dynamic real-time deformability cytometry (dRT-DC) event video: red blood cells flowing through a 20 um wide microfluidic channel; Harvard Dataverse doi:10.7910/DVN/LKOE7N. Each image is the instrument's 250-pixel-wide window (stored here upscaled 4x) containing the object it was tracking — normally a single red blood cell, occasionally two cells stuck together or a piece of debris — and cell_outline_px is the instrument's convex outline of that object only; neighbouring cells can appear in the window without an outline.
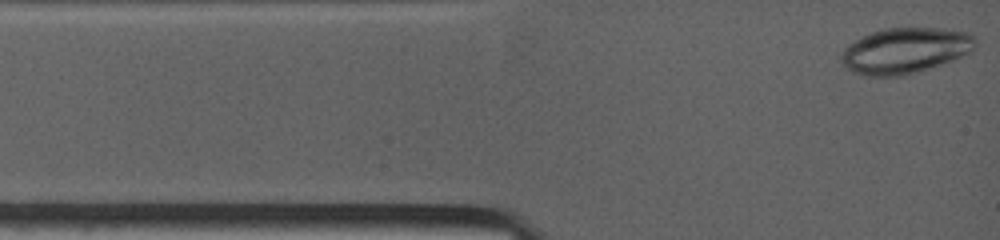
{"species": "common noctule bat (a hibernating species)", "species_latin": "Nyctalus noctula", "temperature_condition": "warm", "stored_images_in_passage": 10, "camera_frame_rate_fps": 4500, "um_per_image_px": 0.085, "animal": {"sex": "female", "body_mass_g": 19.0, "forearm_length_mm": 53.3}, "frame": {"image": 1, "passage_image": 1, "time_ms": 0.0, "image_size_px": [1000, 240], "cell_outline_px": [[976, 48], [972, 52], [952, 60], [900, 76], [872, 76], [856, 72], [840, 64], [836, 56], [848, 44], [872, 32], [888, 28], [940, 28], [964, 32], [976, 36]], "centroid_in_image_um": [76.91, 4.29], "position_along_channel_um": 8.1, "area_um2": 35.55}}
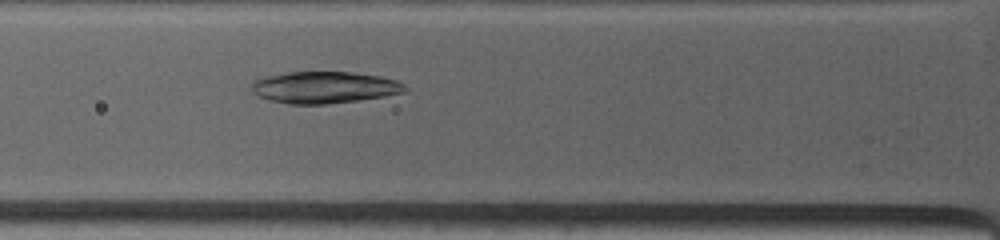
{"frame": {"image": 2, "passage_image": 7, "time_ms": 3.333, "image_size_px": [1000, 240], "cell_outline_px": [[408, 92], [384, 96], [356, 100], [324, 104], [288, 104], [272, 100], [260, 96], [252, 88], [252, 84], [256, 80], [264, 76], [288, 72], [352, 72], [380, 76], [396, 80], [404, 84], [408, 88]], "centroid_in_image_um": [27.63, 7.42], "position_along_channel_um": 98.2, "area_um2": 28.15}}
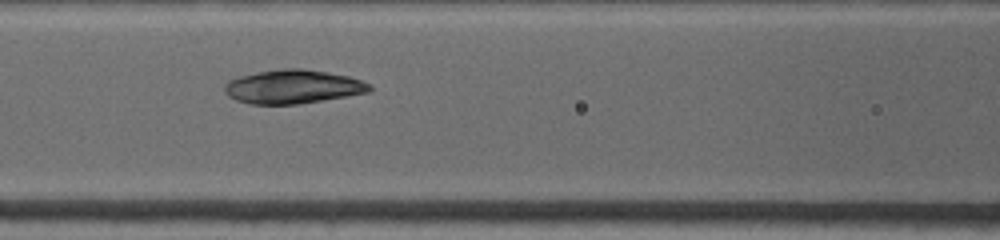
{"frame": {"image": 3, "passage_image": 9, "time_ms": 4.444, "image_size_px": [1000, 240], "cell_outline_px": [[372, 92], [300, 104], [252, 104], [236, 100], [228, 96], [224, 92], [224, 84], [228, 80], [240, 76], [280, 68], [300, 68], [328, 72], [348, 76], [360, 80], [368, 84], [372, 88]], "centroid_in_image_um": [24.9, 7.37], "position_along_channel_um": 141.7, "area_um2": 28.61}}